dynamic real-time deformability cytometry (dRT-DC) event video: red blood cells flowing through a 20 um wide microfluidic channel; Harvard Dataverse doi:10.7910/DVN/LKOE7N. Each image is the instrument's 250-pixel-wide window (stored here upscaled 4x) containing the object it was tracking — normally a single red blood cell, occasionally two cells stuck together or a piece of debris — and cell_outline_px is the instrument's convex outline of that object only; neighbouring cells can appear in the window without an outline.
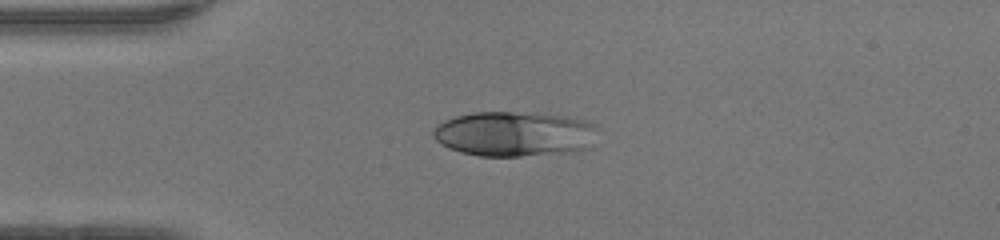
{"species": "human", "species_latin": "Homo sapiens", "temperature_condition": "warm", "stored_images_in_passage": 37, "camera_frame_rate_fps": 3000, "um_per_image_px": 0.085, "donor": {"sex": "female"}, "frame": {"image": 1, "passage_image": 1, "time_ms": 0.0, "image_size_px": [1000, 240], "cell_outline_px": [[600, 128], [592, 148], [568, 152], [520, 156], [480, 156], [460, 152], [448, 148], [440, 144], [432, 136], [432, 132], [436, 124], [444, 120], [456, 116], [472, 112], [512, 112], [568, 116], [588, 120], [596, 124]], "centroid_in_image_um": [43.78, 11.38], "position_along_channel_um": 41.2, "area_um2": 43.87}}
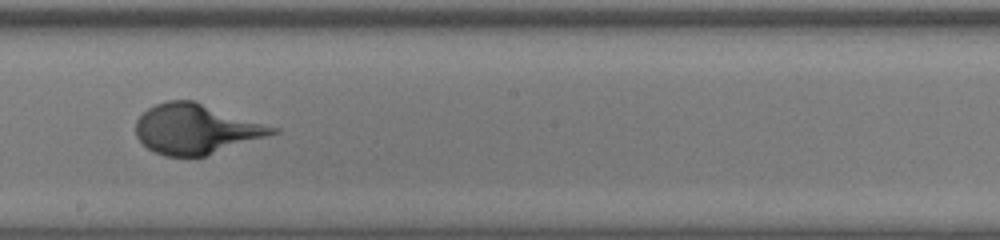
{"frame": {"image": 2, "passage_image": 16, "time_ms": 5.0, "image_size_px": [1000, 240], "cell_outline_px": [[280, 132], [204, 156], [164, 156], [148, 148], [136, 136], [136, 120], [148, 108], [156, 104], [168, 100], [196, 100], [280, 128]], "centroid_in_image_um": [16.68, 10.94], "position_along_channel_um": 231.5, "area_um2": 39.77}}
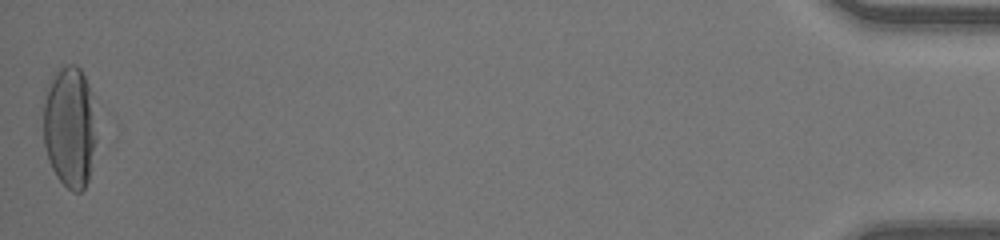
{"frame": {"image": 3, "passage_image": 37, "time_ms": 12.0, "image_size_px": [1000, 240], "cell_outline_px": [[96, 140], [88, 180], [84, 188], [80, 192], [72, 192], [56, 176], [48, 160], [44, 144], [44, 104], [52, 80], [60, 64], [76, 64], [80, 68], [92, 92], [96, 136]], "centroid_in_image_um": [5.95, 10.79], "position_along_channel_um": 429.3, "area_um2": 37.51}}